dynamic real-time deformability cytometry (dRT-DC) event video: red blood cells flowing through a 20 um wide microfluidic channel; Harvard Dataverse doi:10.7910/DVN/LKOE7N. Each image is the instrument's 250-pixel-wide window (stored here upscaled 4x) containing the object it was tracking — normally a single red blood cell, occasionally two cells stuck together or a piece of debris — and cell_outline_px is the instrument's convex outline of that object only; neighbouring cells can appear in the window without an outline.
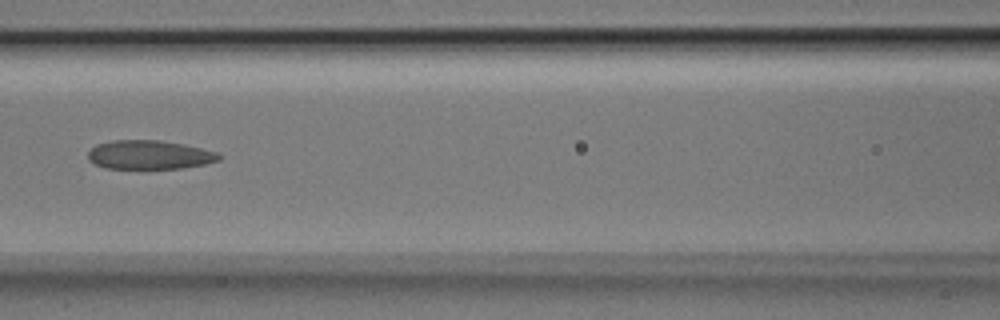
{"species": "Egyptian fruit bat (a non-hibernating species)", "species_latin": "Rousettus aegyptiacus", "temperature_condition": "room temperature", "stored_images_in_passage": 6, "camera_frame_rate_fps": 3000, "um_per_image_px": 0.085, "animal": {"sex": "male"}, "frame": {"image": 1, "passage_image": 6, "time_ms": 1.667, "image_size_px": [1000, 320], "cell_outline_px": [[224, 156], [220, 160], [204, 164], [184, 168], [104, 168], [88, 160], [88, 152], [96, 144], [112, 140], [160, 140], [184, 144], [220, 152]], "centroid_in_image_um": [12.75, 13.15], "position_along_channel_um": 153.9, "area_um2": 22.25}}